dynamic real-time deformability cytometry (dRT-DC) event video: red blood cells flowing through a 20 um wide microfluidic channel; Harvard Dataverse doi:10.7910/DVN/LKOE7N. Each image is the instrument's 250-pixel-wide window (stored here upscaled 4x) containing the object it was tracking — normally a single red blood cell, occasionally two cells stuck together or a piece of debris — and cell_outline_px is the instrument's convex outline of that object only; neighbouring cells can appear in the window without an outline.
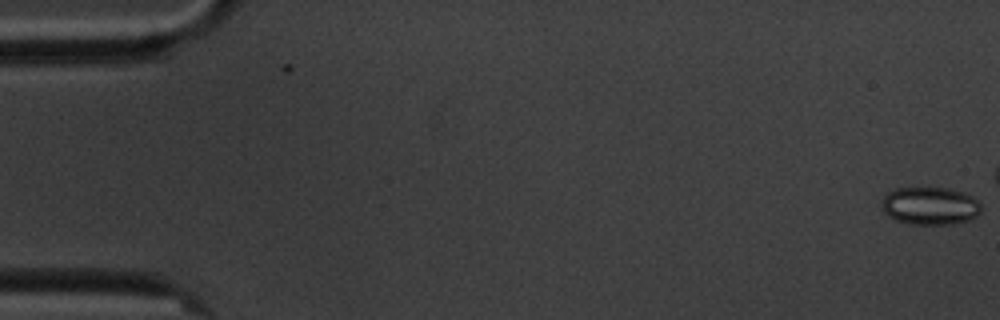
{"species": "common noctule bat (a hibernating species)", "species_latin": "Nyctalus noctula", "temperature_condition": "cold", "stored_images_in_passage": 7, "camera_frame_rate_fps": 3000, "um_per_image_px": 0.085, "animal": {"sex": "male", "body_mass_g": 20.1, "forearm_length_mm": 53.5}, "frame": {"image": 1, "passage_image": 1, "time_ms": 0.0, "image_size_px": [1000, 320], "cell_outline_px": [[980, 212], [976, 216], [968, 220], [952, 224], [908, 224], [896, 220], [888, 216], [884, 212], [880, 204], [884, 196], [888, 192], [896, 188], [948, 188], [964, 192], [972, 196], [980, 204]], "centroid_in_image_um": [79.03, 17.5], "position_along_channel_um": 6.0, "area_um2": 21.96}}
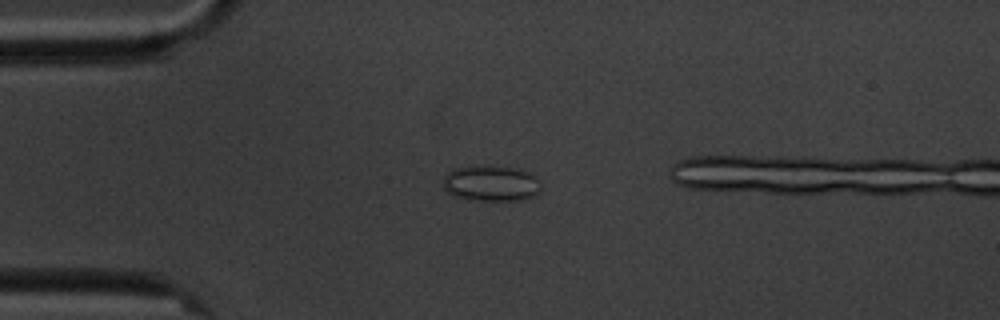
{"frame": {"image": 2, "passage_image": 5, "time_ms": 4.667, "image_size_px": [1000, 320], "cell_outline_px": [[540, 192], [532, 196], [520, 200], [468, 200], [452, 196], [444, 188], [444, 176], [448, 172], [456, 168], [516, 168], [528, 172], [536, 176], [540, 180]], "centroid_in_image_um": [41.76, 15.63], "position_along_channel_um": 43.2, "area_um2": 19.88}}